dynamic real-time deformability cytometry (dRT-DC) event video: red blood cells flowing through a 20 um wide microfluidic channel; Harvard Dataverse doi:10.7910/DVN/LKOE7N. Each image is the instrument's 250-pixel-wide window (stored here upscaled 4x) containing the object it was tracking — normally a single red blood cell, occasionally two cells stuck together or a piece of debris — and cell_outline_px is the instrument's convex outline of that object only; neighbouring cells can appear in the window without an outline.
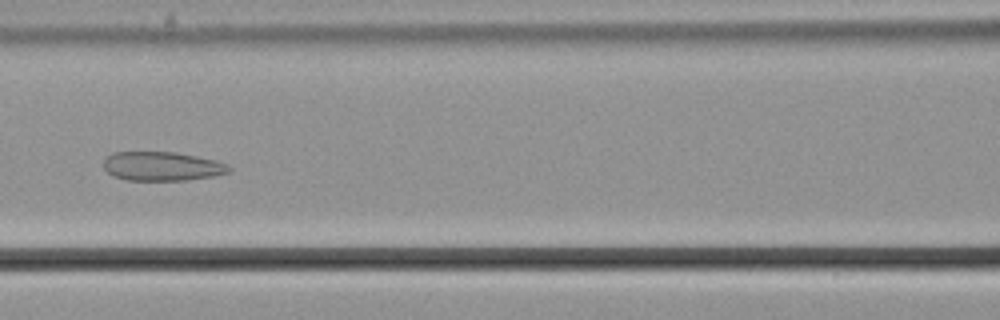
{"species": "common noctule bat (a hibernating species)", "species_latin": "Nyctalus noctula", "temperature_condition": "cold", "stored_images_in_passage": 30, "camera_frame_rate_fps": 3000, "um_per_image_px": 0.085, "animal": {"sex": "male", "body_mass_g": 21.5, "forearm_length_mm": 52.0}, "frame": {"image": 1, "passage_image": 18, "time_ms": 5.667, "image_size_px": [1000, 320], "cell_outline_px": [[232, 172], [216, 176], [188, 180], [128, 180], [112, 176], [104, 168], [104, 160], [112, 152], [176, 152], [216, 160], [228, 164], [232, 168]], "centroid_in_image_um": [13.83, 14.13], "position_along_channel_um": 152.8, "area_um2": 21.44}}
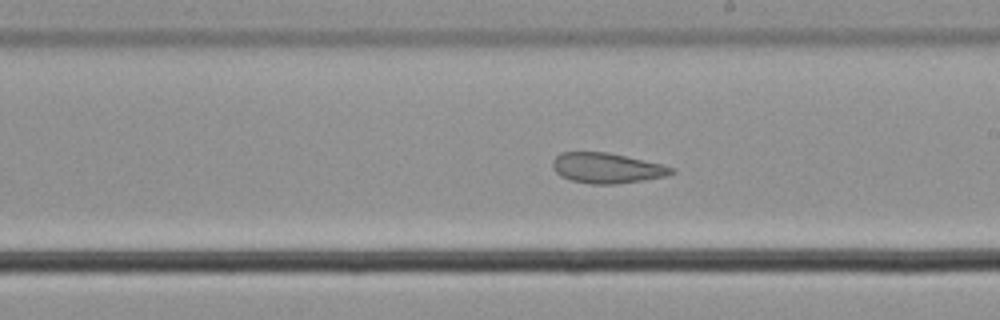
{"frame": {"image": 2, "passage_image": 25, "time_ms": 8.0, "image_size_px": [1000, 320], "cell_outline_px": [[676, 172], [668, 176], [644, 180], [616, 184], [592, 184], [568, 180], [560, 176], [552, 168], [552, 160], [560, 152], [608, 152], [660, 164], [676, 168]], "centroid_in_image_um": [51.57, 14.29], "position_along_channel_um": 237.4, "area_um2": 21.15}}
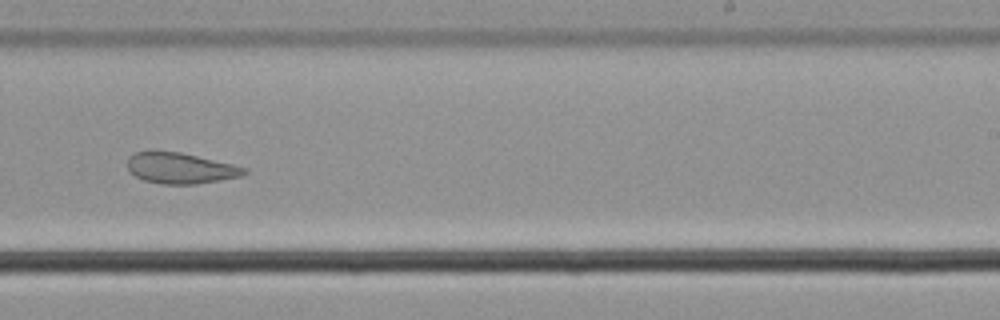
{"frame": {"image": 3, "passage_image": 28, "time_ms": 9.0, "image_size_px": [1000, 320], "cell_outline_px": [[248, 172], [244, 176], [196, 184], [164, 184], [144, 180], [128, 172], [128, 156], [132, 152], [152, 148], [180, 152], [232, 164], [248, 168]], "centroid_in_image_um": [15.28, 14.26], "position_along_channel_um": 273.7, "area_um2": 21.62}}